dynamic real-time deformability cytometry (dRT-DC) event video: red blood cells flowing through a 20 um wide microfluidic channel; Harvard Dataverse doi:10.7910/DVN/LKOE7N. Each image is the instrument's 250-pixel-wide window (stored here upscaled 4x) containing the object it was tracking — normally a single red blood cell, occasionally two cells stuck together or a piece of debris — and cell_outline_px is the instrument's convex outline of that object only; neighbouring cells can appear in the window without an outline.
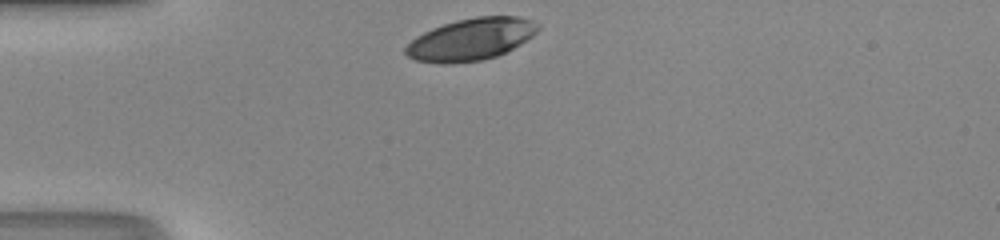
{"species": "human", "species_latin": "Homo sapiens", "temperature_condition": "room temperature", "stored_images_in_passage": 28, "camera_frame_rate_fps": 3000, "um_per_image_px": 0.085, "donor": {"sex": "male"}, "frame": {"image": 1, "passage_image": 1, "time_ms": 0.0, "image_size_px": [1000, 240], "cell_outline_px": [[540, 28], [532, 36], [520, 44], [496, 56], [484, 60], [452, 64], [440, 64], [416, 60], [408, 56], [404, 52], [404, 48], [416, 36], [432, 28], [456, 20], [476, 16], [520, 16], [532, 20], [540, 24]], "centroid_in_image_um": [40.03, 3.34], "position_along_channel_um": 45.0, "area_um2": 32.54}}
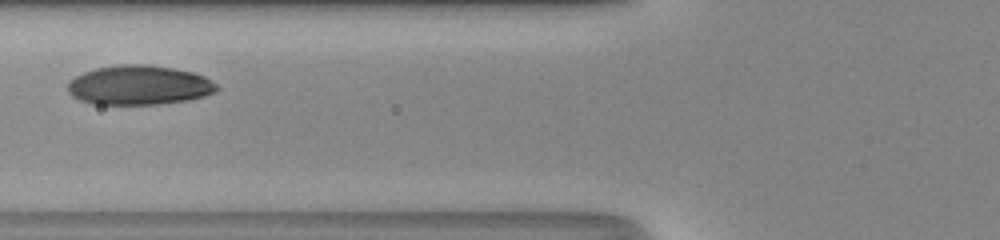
{"frame": {"image": 2, "passage_image": 8, "time_ms": 2.333, "image_size_px": [1000, 240], "cell_outline_px": [[220, 88], [216, 92], [204, 96], [188, 100], [160, 104], [96, 104], [80, 100], [72, 96], [68, 92], [68, 84], [76, 76], [84, 72], [96, 68], [120, 64], [148, 64], [172, 68], [192, 72], [204, 76], [212, 80]], "centroid_in_image_um": [11.85, 7.24], "position_along_channel_um": 113.9, "area_um2": 34.28}}
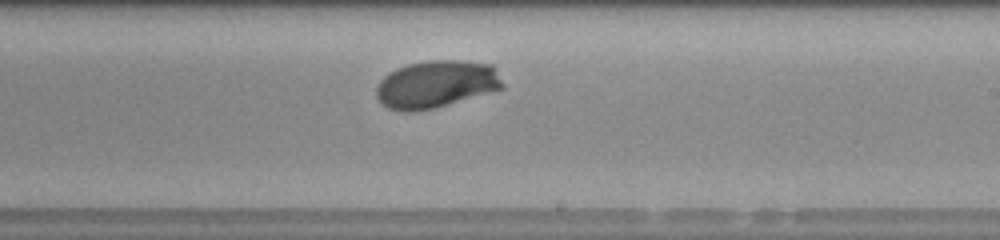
{"frame": {"image": 3, "passage_image": 18, "time_ms": 5.667, "image_size_px": [1000, 240], "cell_outline_px": [[504, 88], [432, 108], [412, 112], [404, 112], [388, 108], [376, 96], [376, 88], [380, 80], [384, 76], [396, 68], [408, 64], [432, 60], [460, 60], [492, 64], [504, 84]], "centroid_in_image_um": [37.06, 7.14], "position_along_channel_um": 251.9, "area_um2": 34.62}, "authors_computed_cell_mechanics": {"area_um2": 34.102, "velocity_mm_per_s": 4.1522, "shape_relaxation_time_tau1_ms": 2.1863, "shape_relaxation_time_tau2_ms": null, "deformation_change_tau1": 0.1257, "deformation_change_tau2": null}}